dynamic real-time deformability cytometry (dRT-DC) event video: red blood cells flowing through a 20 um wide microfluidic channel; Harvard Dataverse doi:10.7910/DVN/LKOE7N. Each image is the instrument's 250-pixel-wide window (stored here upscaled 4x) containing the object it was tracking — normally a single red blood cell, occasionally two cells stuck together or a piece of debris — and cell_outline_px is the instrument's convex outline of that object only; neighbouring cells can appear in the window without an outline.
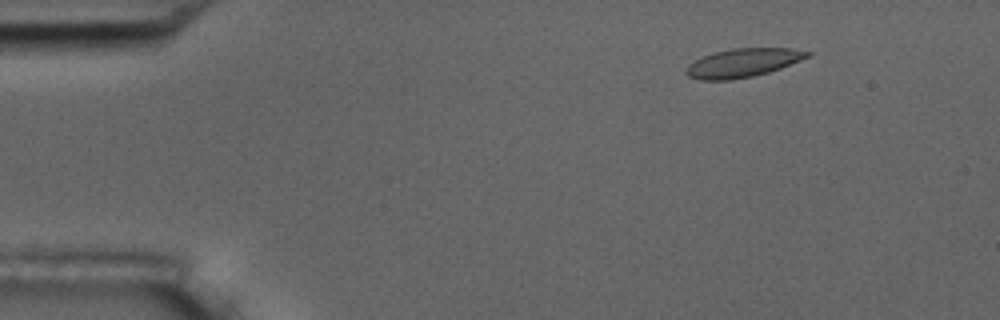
{"species": "common noctule bat (a hibernating species)", "species_latin": "Nyctalus noctula", "temperature_condition": "room temperature", "stored_images_in_passage": 5, "camera_frame_rate_fps": 3000, "um_per_image_px": 0.085, "animal": {"sex": "male", "body_mass_g": 17.5, "forearm_length_mm": 52.3}, "frame": {"image": 1, "passage_image": 2, "time_ms": 1.333, "image_size_px": [1000, 320], "cell_outline_px": [[812, 56], [780, 68], [768, 72], [752, 76], [732, 80], [700, 80], [688, 76], [684, 72], [688, 64], [712, 52], [732, 48], [792, 48], [812, 52]], "centroid_in_image_um": [63.15, 5.33], "position_along_channel_um": 21.8, "area_um2": 20.35}}
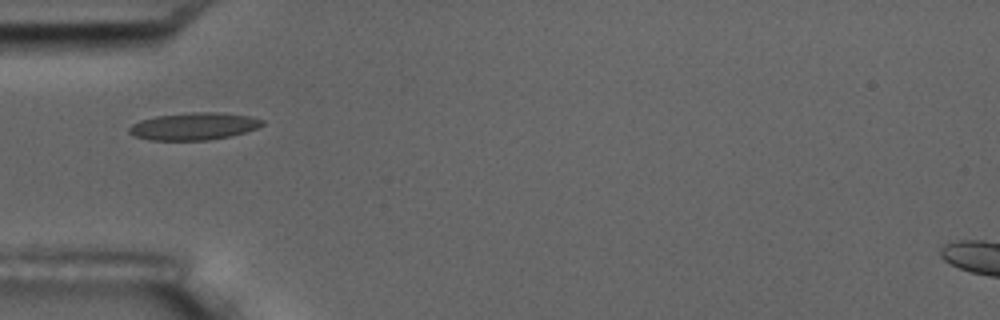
{"frame": {"image": 2, "passage_image": 5, "time_ms": 5.0, "image_size_px": [1000, 320], "cell_outline_px": [[264, 124], [256, 128], [232, 136], [208, 140], [148, 140], [136, 136], [128, 132], [128, 128], [132, 124], [140, 120], [156, 116], [192, 112], [220, 112], [248, 116], [264, 120]], "centroid_in_image_um": [16.47, 10.73], "position_along_channel_um": 68.5, "area_um2": 21.15}}